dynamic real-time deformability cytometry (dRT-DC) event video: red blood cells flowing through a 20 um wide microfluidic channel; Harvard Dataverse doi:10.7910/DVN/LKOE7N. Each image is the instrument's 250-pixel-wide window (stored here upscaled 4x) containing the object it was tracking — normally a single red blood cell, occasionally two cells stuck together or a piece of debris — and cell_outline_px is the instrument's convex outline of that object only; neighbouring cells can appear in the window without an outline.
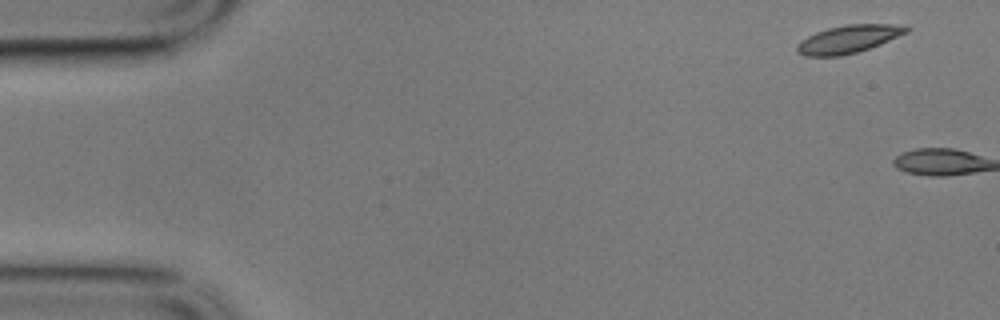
{"species": "common noctule bat (a hibernating species)", "species_latin": "Nyctalus noctula", "temperature_condition": "cold", "stored_images_in_passage": 2, "camera_frame_rate_fps": 3000, "um_per_image_px": 0.085, "animal": {"sex": "male", "body_mass_g": 17.9}, "frame": {"image": 1, "passage_image": 1, "time_ms": 0.0, "image_size_px": [1000, 320], "cell_outline_px": [[912, 28], [908, 32], [880, 44], [856, 52], [840, 56], [804, 56], [796, 52], [796, 44], [800, 40], [816, 32], [828, 28], [844, 24], [908, 24]], "centroid_in_image_um": [72.14, 3.31], "position_along_channel_um": 12.9, "area_um2": 17.98}}